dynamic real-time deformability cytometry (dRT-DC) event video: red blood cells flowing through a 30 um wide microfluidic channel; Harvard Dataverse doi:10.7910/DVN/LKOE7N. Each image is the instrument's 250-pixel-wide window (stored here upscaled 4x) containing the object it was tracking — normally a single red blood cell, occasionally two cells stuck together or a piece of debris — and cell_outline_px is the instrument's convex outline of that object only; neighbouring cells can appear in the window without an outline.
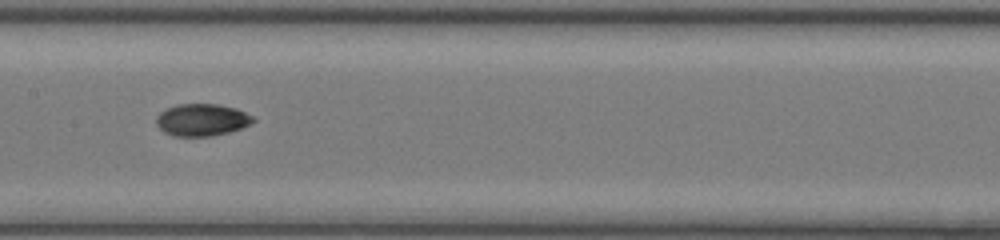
{"species": "common noctule bat (a hibernating species)", "species_latin": "Nyctalus noctula", "temperature_condition": "room temperature", "stored_images_in_passage": 43, "camera_frame_rate_fps": 3000, "um_per_image_px": 0.085, "animal": {"sex": "female", "body_mass_g": 17.0, "forearm_length_mm": 48.0}, "frame": {"image": 1, "passage_image": 25, "time_ms": 8.0, "image_size_px": [1000, 240], "cell_outline_px": [[256, 120], [240, 128], [228, 132], [212, 136], [172, 136], [164, 132], [156, 124], [156, 116], [160, 112], [168, 108], [180, 104], [216, 104], [236, 108], [252, 116]], "centroid_in_image_um": [17.13, 10.19], "position_along_channel_um": 190.3, "area_um2": 17.98}}
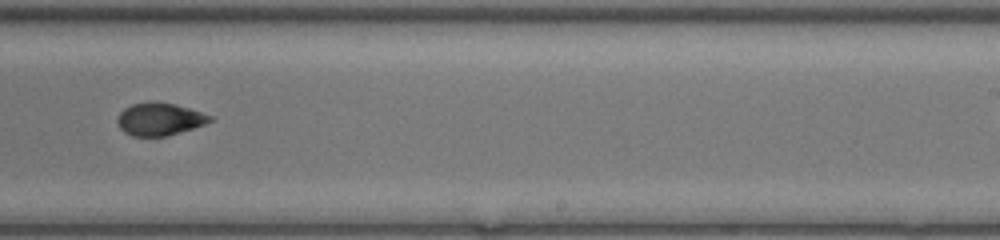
{"frame": {"image": 2, "passage_image": 31, "time_ms": 10.0, "image_size_px": [1000, 240], "cell_outline_px": [[212, 120], [204, 124], [168, 136], [132, 136], [124, 132], [120, 128], [116, 120], [116, 116], [124, 108], [132, 104], [172, 104], [188, 108], [212, 116]], "centroid_in_image_um": [13.52, 10.17], "position_along_channel_um": 275.5, "area_um2": 16.99}, "authors_computed_cell_mechanics": {"area_um2": 17.5712, "velocity_mm_per_s": 4.2845, "shape_relaxation_time_tau1_ms": 6.1495, "shape_relaxation_time_tau2_ms": 3.0202, "deformation_change_tau1": 0.1451, "deformation_change_tau2": 0.0794}}